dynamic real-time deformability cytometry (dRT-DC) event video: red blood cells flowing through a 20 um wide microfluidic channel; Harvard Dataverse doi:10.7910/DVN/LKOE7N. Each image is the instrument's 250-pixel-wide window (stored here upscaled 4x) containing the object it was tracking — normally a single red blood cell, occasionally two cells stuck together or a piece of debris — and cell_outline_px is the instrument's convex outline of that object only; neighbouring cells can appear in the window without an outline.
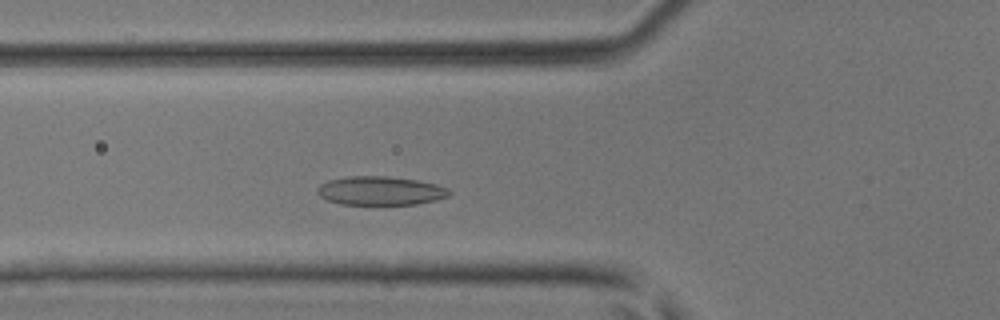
{"species": "common noctule bat (a hibernating species)", "species_latin": "Nyctalus noctula", "temperature_condition": "room temperature", "stored_images_in_passage": 37, "camera_frame_rate_fps": 3000, "um_per_image_px": 0.085, "animal": {"sex": "male", "body_mass_g": 17.9, "forearm_length_mm": 54.2}, "frame": {"image": 1, "passage_image": 7, "time_ms": 2.0, "image_size_px": [1000, 320], "cell_outline_px": [[452, 192], [448, 196], [436, 200], [416, 204], [340, 204], [328, 200], [320, 196], [316, 192], [316, 188], [320, 184], [328, 180], [348, 176], [388, 176], [420, 180], [436, 184], [448, 188]], "centroid_in_image_um": [32.34, 16.2], "position_along_channel_um": 93.5, "area_um2": 22.25}}
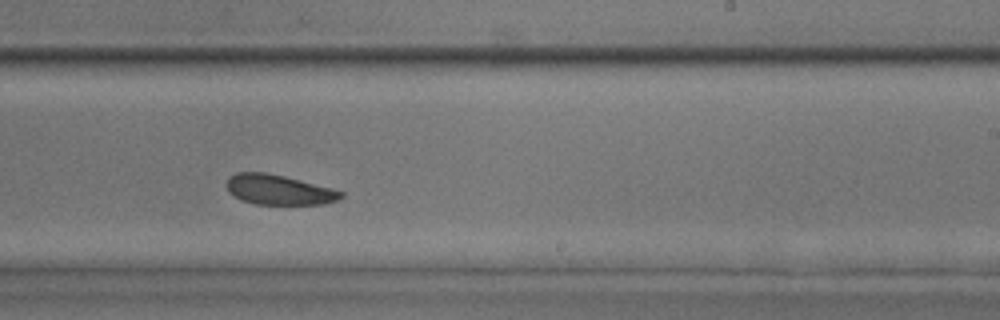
{"frame": {"image": 2, "passage_image": 19, "time_ms": 6.0, "image_size_px": [1000, 320], "cell_outline_px": [[344, 196], [340, 200], [324, 204], [256, 204], [240, 200], [228, 192], [224, 184], [228, 176], [236, 172], [264, 172], [284, 176], [332, 188], [344, 192]], "centroid_in_image_um": [23.66, 16.13], "position_along_channel_um": 265.3, "area_um2": 20.29}}
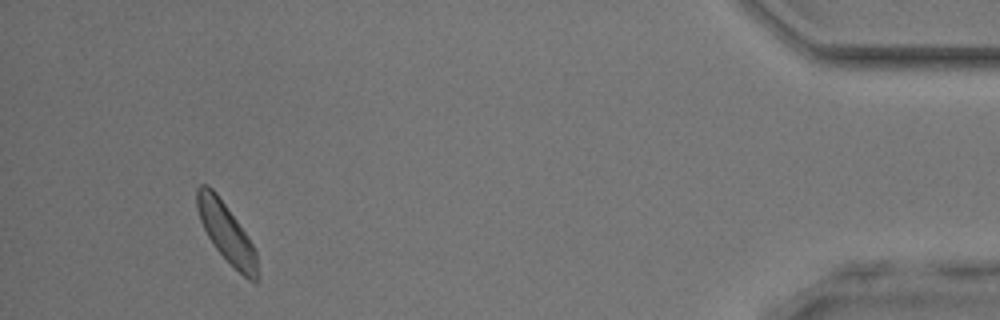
{"frame": {"image": 3, "passage_image": 34, "time_ms": 11.0, "image_size_px": [1000, 320], "cell_outline_px": [[260, 276], [256, 284], [248, 280], [212, 244], [200, 220], [196, 208], [196, 188], [200, 184], [208, 184], [216, 192], [236, 220], [252, 244], [256, 252]], "centroid_in_image_um": [19.24, 19.78], "position_along_channel_um": 416.0, "area_um2": 20.58}}